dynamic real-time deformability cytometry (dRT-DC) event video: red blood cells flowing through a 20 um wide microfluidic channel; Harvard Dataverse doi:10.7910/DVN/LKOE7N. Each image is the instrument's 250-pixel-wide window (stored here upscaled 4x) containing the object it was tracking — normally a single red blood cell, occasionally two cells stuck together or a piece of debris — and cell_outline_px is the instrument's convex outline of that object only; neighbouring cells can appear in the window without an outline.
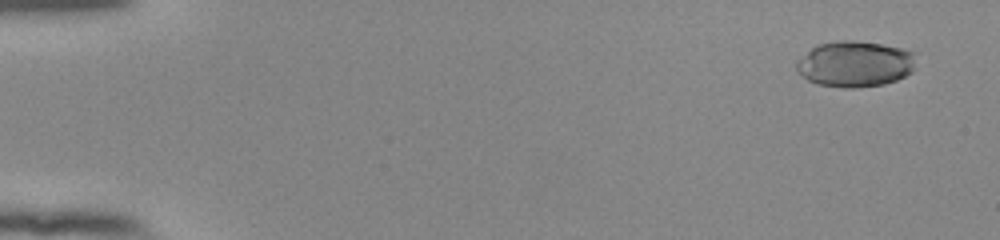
{"species": "human", "species_latin": "Homo sapiens", "temperature_condition": "room temperature", "stored_images_in_passage": 55, "camera_frame_rate_fps": 3000, "um_per_image_px": 0.085, "donor": {"sex": "female"}, "frame": {"image": 1, "passage_image": 4, "time_ms": 1.0, "image_size_px": [1000, 240], "cell_outline_px": [[916, 68], [912, 72], [896, 80], [884, 84], [856, 88], [844, 88], [816, 84], [808, 80], [796, 68], [796, 60], [816, 44], [840, 40], [852, 40], [880, 44], [900, 48], [912, 52]], "centroid_in_image_um": [72.65, 5.44], "position_along_channel_um": 12.3, "area_um2": 32.02}}
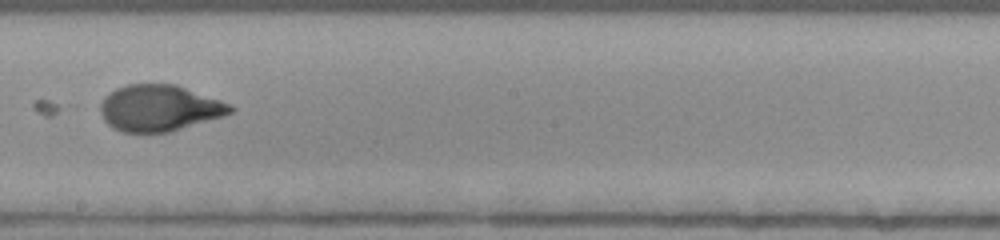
{"frame": {"image": 2, "passage_image": 33, "time_ms": 10.667, "image_size_px": [1000, 240], "cell_outline_px": [[236, 108], [232, 112], [224, 116], [168, 132], [124, 132], [112, 128], [104, 120], [100, 112], [100, 104], [104, 96], [108, 92], [116, 88], [128, 84], [176, 84], [220, 100]], "centroid_in_image_um": [13.51, 9.18], "position_along_channel_um": 234.7, "area_um2": 35.03}}
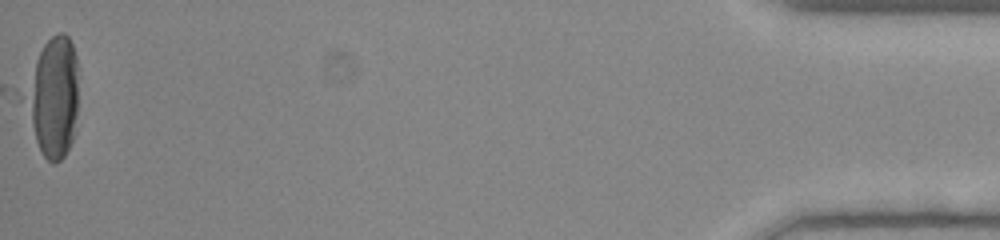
{"frame": {"image": 3, "passage_image": 55, "time_ms": 18.0, "image_size_px": [1000, 240], "cell_outline_px": [[76, 132], [64, 156], [56, 164], [52, 164], [44, 156], [36, 140], [32, 124], [28, 104], [28, 100], [36, 60], [44, 44], [52, 36], [60, 32], [64, 32], [68, 36], [72, 44], [76, 56]], "centroid_in_image_um": [4.62, 8.28], "position_along_channel_um": 430.6, "area_um2": 34.97}, "authors_computed_cell_mechanics": {"area_um2": 35.2002, "velocity_mm_per_s": 3.8767, "shape_relaxation_time_tau1_ms": 3.8443, "shape_relaxation_time_tau2_ms": 0.9106, "deformation_change_tau1": 0.2023, "deformation_change_tau2": 0.0602}}